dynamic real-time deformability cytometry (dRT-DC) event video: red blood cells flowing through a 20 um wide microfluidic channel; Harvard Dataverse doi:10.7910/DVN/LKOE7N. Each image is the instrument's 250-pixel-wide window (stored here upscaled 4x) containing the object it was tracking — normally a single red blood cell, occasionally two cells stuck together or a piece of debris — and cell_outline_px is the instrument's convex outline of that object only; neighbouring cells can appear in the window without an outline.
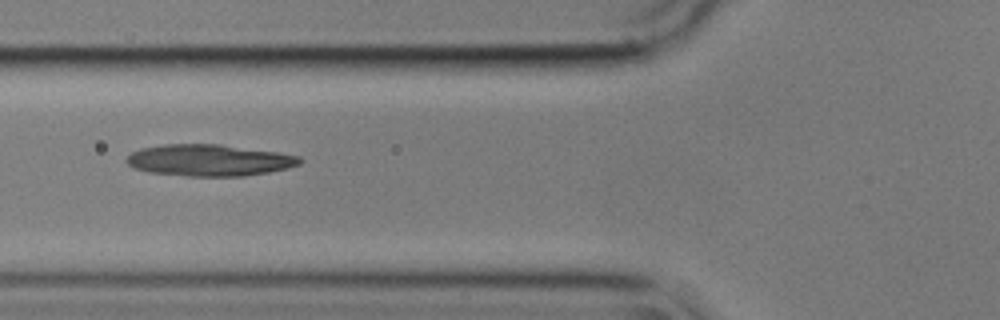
{"species": "common noctule bat (a hibernating species)", "species_latin": "Nyctalus noctula", "temperature_condition": "cold", "stored_images_in_passage": 20, "camera_frame_rate_fps": 3000, "um_per_image_px": 0.085, "animal": {"sex": "male", "body_mass_g": 17.9}, "frame": {"image": 1, "passage_image": 4, "time_ms": 1.0, "image_size_px": [1000, 320], "cell_outline_px": [[304, 160], [300, 164], [288, 168], [268, 172], [244, 176], [188, 176], [148, 172], [136, 168], [128, 164], [124, 160], [132, 152], [140, 148], [164, 144], [220, 144], [276, 152], [300, 156]], "centroid_in_image_um": [17.79, 13.62], "position_along_channel_um": 108.0, "area_um2": 31.91}}